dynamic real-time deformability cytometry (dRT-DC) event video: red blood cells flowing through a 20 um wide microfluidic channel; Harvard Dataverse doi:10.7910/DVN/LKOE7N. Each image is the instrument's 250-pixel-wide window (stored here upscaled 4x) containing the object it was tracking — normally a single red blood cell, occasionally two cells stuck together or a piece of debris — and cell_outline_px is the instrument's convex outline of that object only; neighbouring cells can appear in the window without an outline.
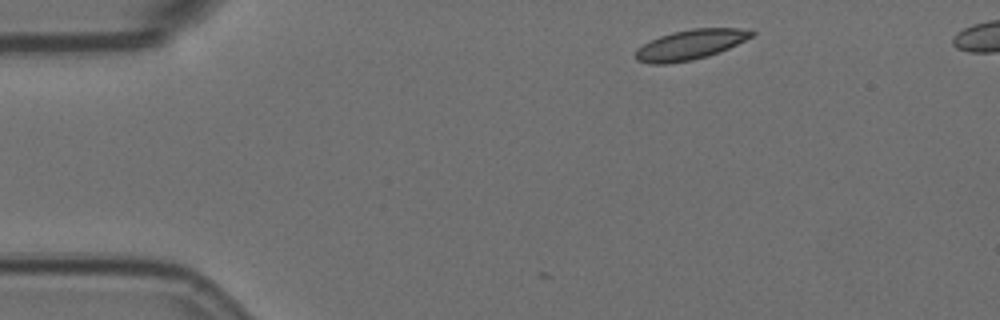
{"species": "Egyptian fruit bat (a non-hibernating species)", "species_latin": "Rousettus aegyptiacus", "temperature_condition": "room temperature", "stored_images_in_passage": 3, "camera_frame_rate_fps": 3000, "um_per_image_px": 0.085, "animal": {"sex": "female"}, "frame": {"image": 1, "passage_image": 1, "time_ms": 0.0, "image_size_px": [1000, 320], "cell_outline_px": [[756, 32], [752, 36], [728, 48], [708, 56], [692, 60], [668, 64], [652, 64], [636, 60], [636, 48], [660, 36], [672, 32], [692, 28], [740, 28]], "centroid_in_image_um": [58.65, 3.8], "position_along_channel_um": 26.3, "area_um2": 20.06}}